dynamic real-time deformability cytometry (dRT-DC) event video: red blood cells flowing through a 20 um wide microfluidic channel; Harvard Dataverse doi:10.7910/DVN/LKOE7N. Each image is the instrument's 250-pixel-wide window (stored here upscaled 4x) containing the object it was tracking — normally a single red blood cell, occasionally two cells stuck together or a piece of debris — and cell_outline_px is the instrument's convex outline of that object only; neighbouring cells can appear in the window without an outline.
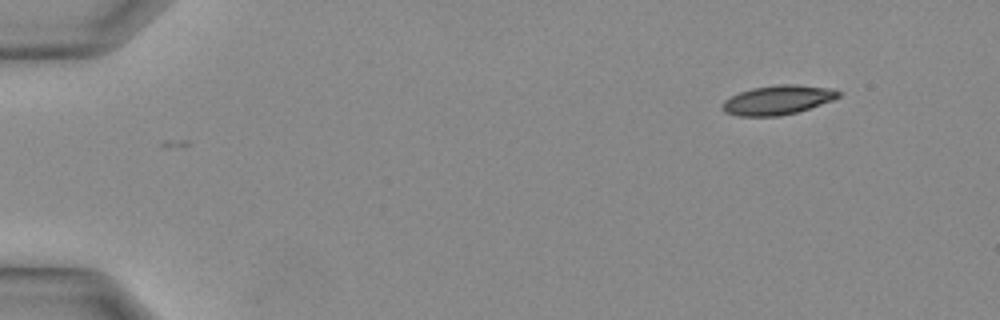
{"species": "Egyptian fruit bat (a non-hibernating species)", "species_latin": "Rousettus aegyptiacus", "temperature_condition": "warm", "stored_images_in_passage": 3, "camera_frame_rate_fps": 3000, "um_per_image_px": 0.085, "animal": {"sex": "female"}, "frame": {"image": 1, "passage_image": 3, "time_ms": 0.667, "image_size_px": [1000, 320], "cell_outline_px": [[840, 96], [832, 100], [796, 112], [780, 116], [740, 116], [724, 112], [720, 108], [724, 100], [740, 92], [752, 88], [784, 84], [796, 84], [832, 88], [840, 92]], "centroid_in_image_um": [66.08, 8.5], "position_along_channel_um": 18.9, "area_um2": 19.65}}